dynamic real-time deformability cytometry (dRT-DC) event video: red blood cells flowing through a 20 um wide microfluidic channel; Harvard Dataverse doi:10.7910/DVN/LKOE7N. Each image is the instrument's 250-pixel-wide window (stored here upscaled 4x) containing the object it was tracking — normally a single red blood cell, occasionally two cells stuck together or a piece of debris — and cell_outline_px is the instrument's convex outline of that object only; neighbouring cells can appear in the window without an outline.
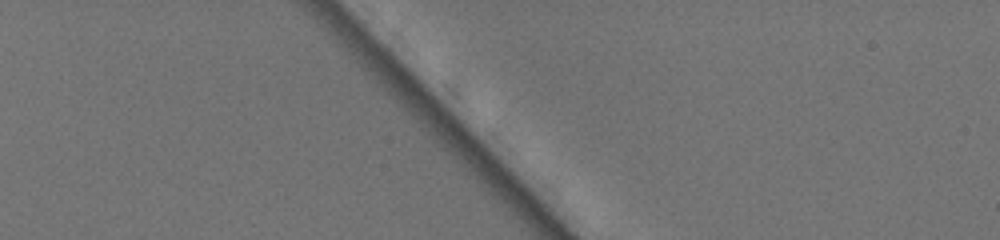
{"species": "common noctule bat (a hibernating species)", "species_latin": "Nyctalus noctula", "temperature_condition": "warm", "stored_images_in_passage": 2, "camera_frame_rate_fps": 3000, "um_per_image_px": 0.085, "animal": {"sex": "female", "body_mass_g": 19.5, "forearm_length_mm": 54.1}, "frame": {"image": 1, "passage_image": 1, "time_ms": 0.0, "image_size_px": [1000, 240], "cell_outline_px": [[600, 80], [596, 104], [584, 100], [524, 48], [516, 24], [524, 20], [528, 20]], "centroid_in_image_um": [47.52, 5.25], "position_along_channel_um": 37.5, "area_um2": 17.8}}